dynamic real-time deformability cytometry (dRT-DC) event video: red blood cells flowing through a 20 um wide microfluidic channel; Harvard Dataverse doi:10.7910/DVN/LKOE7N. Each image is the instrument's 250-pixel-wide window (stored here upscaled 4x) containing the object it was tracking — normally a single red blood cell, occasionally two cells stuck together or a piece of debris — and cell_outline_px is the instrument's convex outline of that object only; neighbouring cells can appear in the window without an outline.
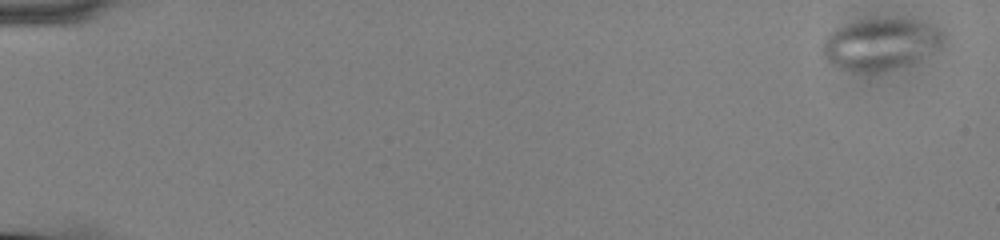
{"species": "common noctule bat (a hibernating species)", "species_latin": "Nyctalus noctula", "temperature_condition": "cold", "stored_images_in_passage": 57, "camera_frame_rate_fps": 3000, "um_per_image_px": 0.085, "animal": {"sex": "male", "body_mass_g": 13.0, "forearm_length_mm": 53.1}, "frame": {"image": 1, "passage_image": 2, "time_ms": 0.333, "image_size_px": [1000, 240], "cell_outline_px": [[944, 40], [940, 44], [908, 64], [892, 68], [840, 68], [832, 64], [820, 56], [820, 48], [828, 32], [840, 24], [868, 20], [908, 20], [924, 24], [936, 28], [944, 32]], "centroid_in_image_um": [74.71, 3.7], "position_along_channel_um": 10.3, "area_um2": 34.39}}
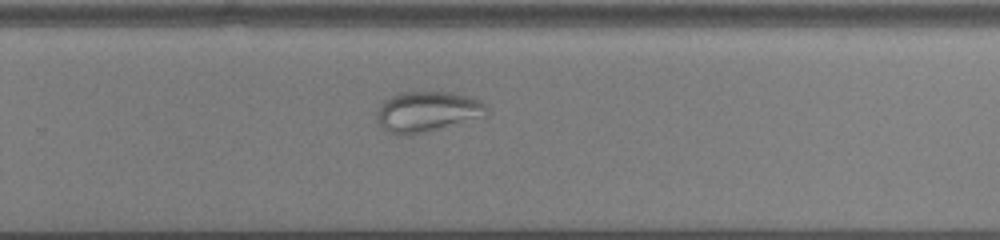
{"frame": {"image": 2, "passage_image": 39, "time_ms": 12.667, "image_size_px": [1000, 240], "cell_outline_px": [[488, 116], [424, 132], [404, 136], [400, 136], [388, 132], [376, 120], [376, 112], [380, 104], [384, 100], [400, 92], [452, 92], [468, 96], [480, 100], [488, 108]], "centroid_in_image_um": [36.32, 9.49], "position_along_channel_um": 293.5, "area_um2": 26.07}}
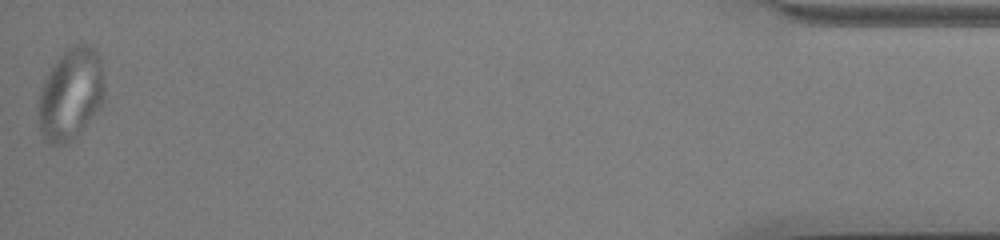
{"frame": {"image": 3, "passage_image": 57, "time_ms": 18.667, "image_size_px": [1000, 240], "cell_outline_px": [[104, 100], [100, 108], [80, 132], [64, 144], [48, 144], [44, 140], [40, 132], [40, 88], [44, 80], [60, 56], [72, 44], [88, 44], [96, 48], [100, 56], [104, 76]], "centroid_in_image_um": [6.06, 7.97], "position_along_channel_um": 429.1, "area_um2": 35.2}}